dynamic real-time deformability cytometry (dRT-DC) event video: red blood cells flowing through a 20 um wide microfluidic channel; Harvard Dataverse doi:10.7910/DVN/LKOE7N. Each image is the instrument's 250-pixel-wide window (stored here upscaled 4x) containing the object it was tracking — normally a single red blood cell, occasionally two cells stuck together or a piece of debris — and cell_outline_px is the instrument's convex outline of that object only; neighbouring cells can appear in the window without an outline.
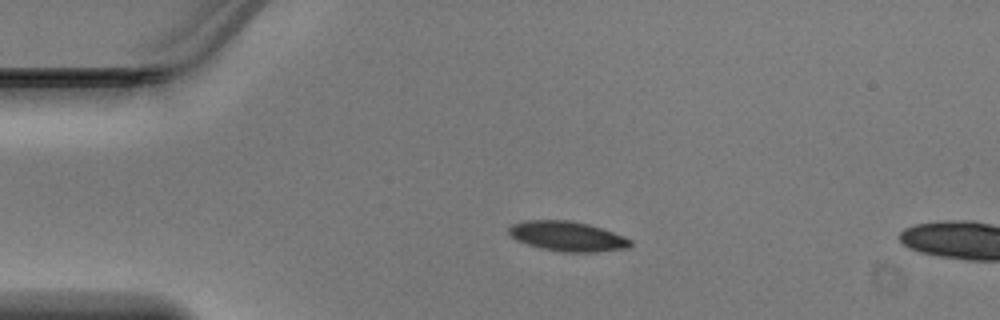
{"species": "Egyptian fruit bat (a non-hibernating species)", "species_latin": "Rousettus aegyptiacus", "temperature_condition": "warm", "stored_images_in_passage": 4, "camera_frame_rate_fps": 3000, "um_per_image_px": 0.085, "animal": {"sex": "male"}, "frame": {"image": 1, "passage_image": 1, "time_ms": 0.0, "image_size_px": [1000, 320], "cell_outline_px": [[632, 244], [628, 248], [596, 252], [564, 252], [540, 248], [516, 240], [508, 232], [508, 228], [512, 224], [524, 220], [568, 220], [588, 224], [624, 236], [632, 240]], "centroid_in_image_um": [48.22, 20.08], "position_along_channel_um": 36.8, "area_um2": 21.1}}